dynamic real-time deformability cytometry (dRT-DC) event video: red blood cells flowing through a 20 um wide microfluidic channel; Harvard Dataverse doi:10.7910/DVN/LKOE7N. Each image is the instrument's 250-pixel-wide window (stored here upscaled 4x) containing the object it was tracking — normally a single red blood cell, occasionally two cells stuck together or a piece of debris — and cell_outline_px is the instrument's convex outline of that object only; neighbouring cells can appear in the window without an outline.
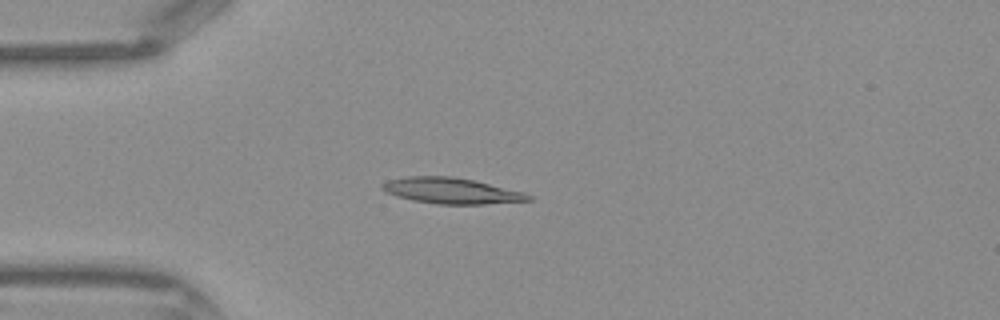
{"species": "Egyptian fruit bat (a non-hibernating species)", "species_latin": "Rousettus aegyptiacus", "temperature_condition": "warm", "stored_images_in_passage": 35, "camera_frame_rate_fps": 3000, "um_per_image_px": 0.085, "frame": {"image": 1, "passage_image": 3, "time_ms": 0.667, "image_size_px": [1000, 320], "cell_outline_px": [[532, 200], [484, 204], [436, 204], [412, 200], [396, 196], [380, 188], [380, 184], [388, 180], [408, 176], [452, 176], [472, 180], [524, 192], [532, 196]], "centroid_in_image_um": [38.34, 16.21], "position_along_channel_um": 46.7, "area_um2": 21.91}}
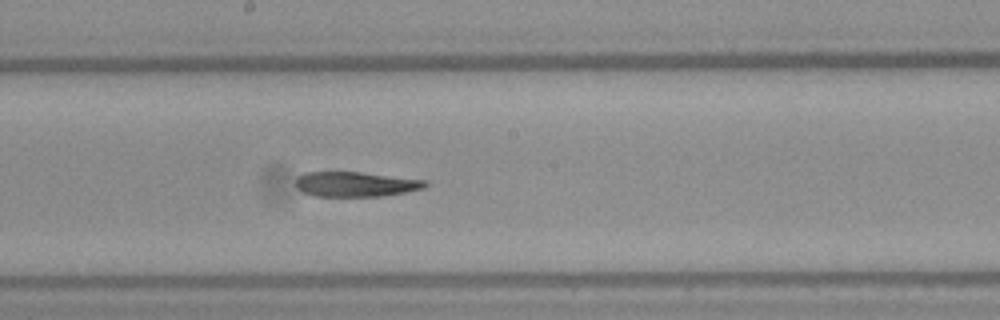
{"frame": {"image": 2, "passage_image": 15, "time_ms": 4.667, "image_size_px": [1000, 320], "cell_outline_px": [[428, 184], [424, 188], [404, 192], [380, 196], [312, 196], [296, 188], [296, 180], [304, 172], [360, 172], [428, 180]], "centroid_in_image_um": [30.23, 15.65], "position_along_channel_um": 218.0, "area_um2": 18.73}}
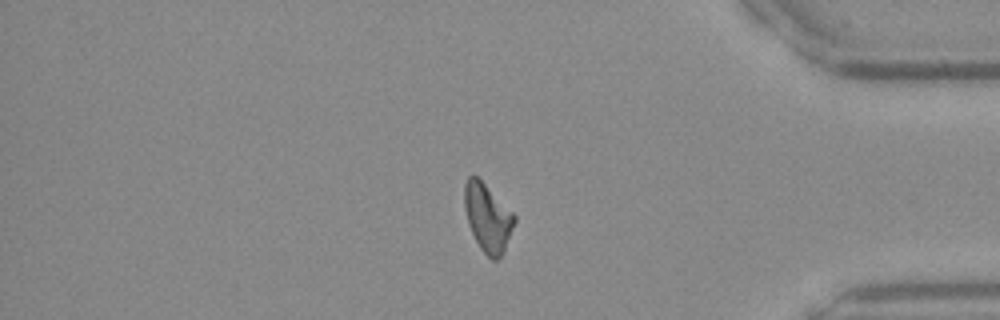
{"frame": {"image": 3, "passage_image": 28, "time_ms": 9.0, "image_size_px": [1000, 320], "cell_outline_px": [[516, 220], [504, 252], [496, 260], [492, 260], [480, 248], [468, 224], [464, 208], [464, 184], [468, 176], [476, 176], [516, 216]], "centroid_in_image_um": [41.44, 18.52], "position_along_channel_um": 393.8, "area_um2": 19.48}}